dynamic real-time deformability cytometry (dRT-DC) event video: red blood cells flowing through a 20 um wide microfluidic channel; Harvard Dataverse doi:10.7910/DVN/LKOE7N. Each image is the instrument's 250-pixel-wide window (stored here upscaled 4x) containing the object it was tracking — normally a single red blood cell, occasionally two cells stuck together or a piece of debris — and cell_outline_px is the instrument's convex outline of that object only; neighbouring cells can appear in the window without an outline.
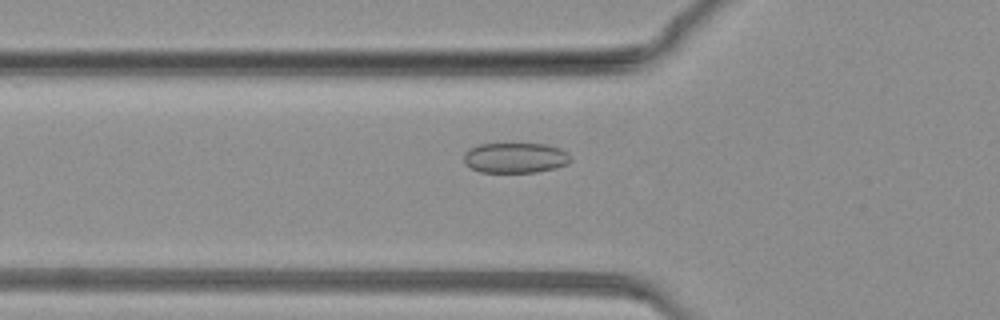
{"species": "common noctule bat (a hibernating species)", "species_latin": "Nyctalus noctula", "temperature_condition": "warm", "stored_images_in_passage": 41, "camera_frame_rate_fps": 3000, "um_per_image_px": 0.085, "animal": {"sex": "female", "body_mass_g": 19.3, "forearm_length_mm": 54.1}, "frame": {"image": 1, "passage_image": 19, "time_ms": 6.0, "image_size_px": [1000, 320], "cell_outline_px": [[572, 160], [568, 164], [556, 168], [536, 172], [480, 172], [464, 164], [464, 152], [468, 148], [476, 144], [544, 144], [560, 148], [568, 152], [572, 156]], "centroid_in_image_um": [43.81, 13.41], "position_along_channel_um": 82.0, "area_um2": 19.13}}
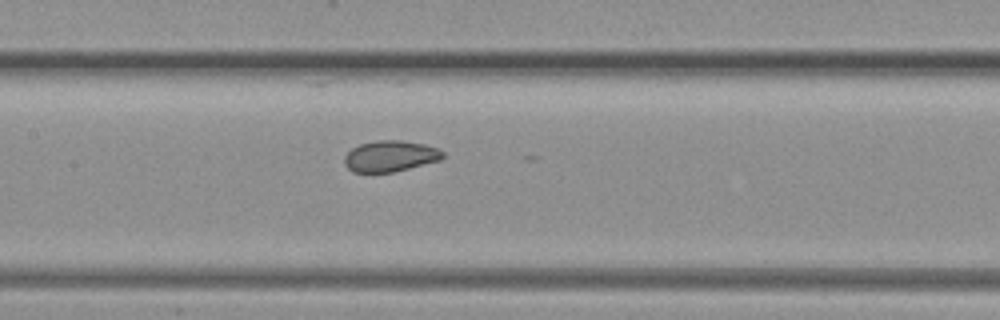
{"frame": {"image": 2, "passage_image": 29, "time_ms": 9.333, "image_size_px": [1000, 320], "cell_outline_px": [[444, 156], [440, 160], [392, 172], [352, 172], [344, 164], [344, 156], [352, 148], [360, 144], [380, 140], [400, 140], [424, 144], [436, 148], [444, 152]], "centroid_in_image_um": [33.15, 13.27], "position_along_channel_um": 174.3, "area_um2": 17.63}}
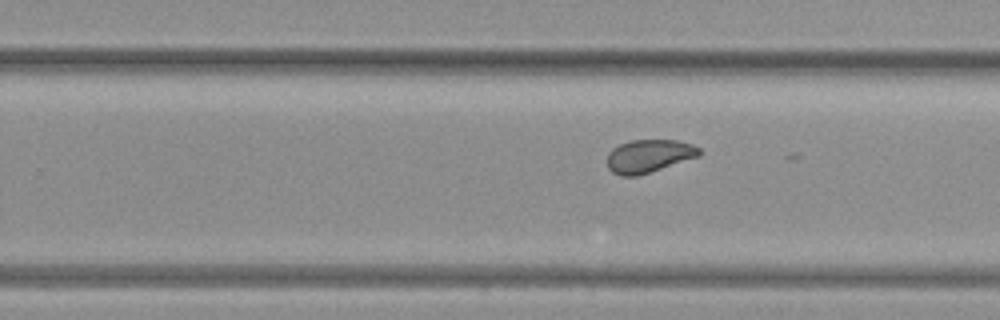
{"frame": {"image": 3, "passage_image": 40, "time_ms": 13.0, "image_size_px": [1000, 320], "cell_outline_px": [[700, 156], [636, 176], [620, 176], [612, 172], [608, 168], [608, 152], [612, 148], [620, 144], [632, 140], [676, 140], [692, 144], [700, 148]], "centroid_in_image_um": [55.14, 13.26], "position_along_channel_um": 274.7, "area_um2": 17.63}}